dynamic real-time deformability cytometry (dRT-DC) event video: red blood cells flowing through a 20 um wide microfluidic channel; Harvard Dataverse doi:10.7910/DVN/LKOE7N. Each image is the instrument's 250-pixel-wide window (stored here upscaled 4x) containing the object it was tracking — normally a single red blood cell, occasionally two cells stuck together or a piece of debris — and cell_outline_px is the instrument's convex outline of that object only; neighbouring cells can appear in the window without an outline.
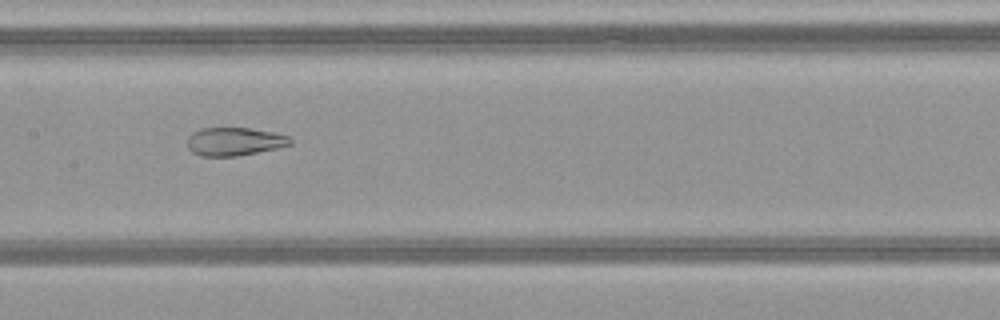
{"species": "common noctule bat (a hibernating species)", "species_latin": "Nyctalus noctula", "temperature_condition": "warm", "stored_images_in_passage": 44, "camera_frame_rate_fps": 3000, "um_per_image_px": 0.085, "animal": {"sex": "female", "body_mass_g": 21.9}, "frame": {"image": 1, "passage_image": 19, "time_ms": 6.0, "image_size_px": [1000, 320], "cell_outline_px": [[292, 144], [276, 148], [236, 156], [200, 156], [192, 152], [188, 148], [188, 136], [192, 132], [200, 128], [248, 128], [272, 132], [288, 136], [292, 140]], "centroid_in_image_um": [19.89, 12.03], "position_along_channel_um": 187.5, "area_um2": 16.82}}
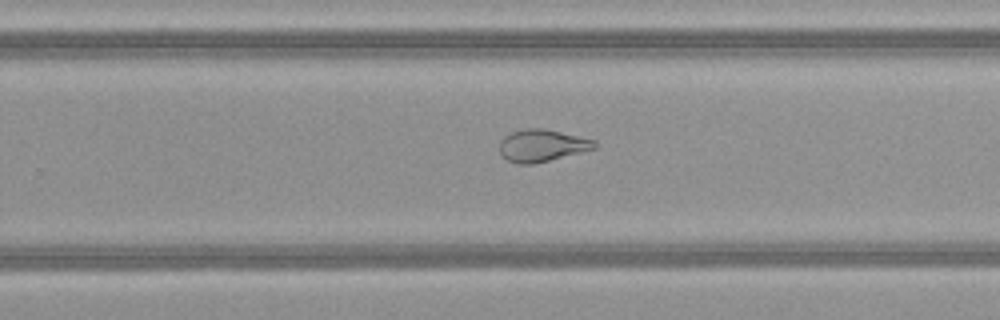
{"frame": {"image": 2, "passage_image": 26, "time_ms": 8.333, "image_size_px": [1000, 320], "cell_outline_px": [[596, 148], [532, 164], [516, 164], [508, 160], [500, 152], [500, 140], [504, 136], [512, 132], [528, 128], [544, 128], [596, 140]], "centroid_in_image_um": [46.06, 12.36], "position_along_channel_um": 283.7, "area_um2": 17.57}}
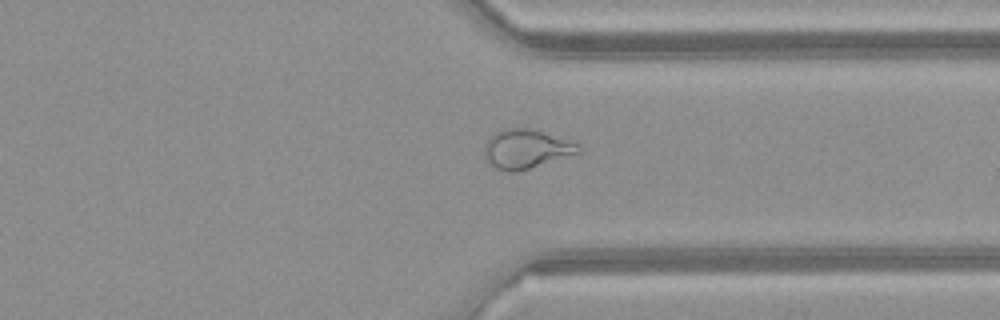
{"frame": {"image": 3, "passage_image": 32, "time_ms": 10.333, "image_size_px": [1000, 320], "cell_outline_px": [[580, 152], [516, 172], [508, 172], [496, 168], [484, 160], [484, 144], [492, 132], [500, 128], [532, 128], [580, 144]], "centroid_in_image_um": [44.64, 12.64], "position_along_channel_um": 366.8, "area_um2": 21.56}, "authors_computed_cell_mechanics": {"area_um2": 23.9581, "velocity_mm_per_s": 4.1435, "shape_relaxation_time_tau1_ms": null, "shape_relaxation_time_tau2_ms": 0.8251, "deformation_change_tau1": null, "deformation_change_tau2": 0.0712}}